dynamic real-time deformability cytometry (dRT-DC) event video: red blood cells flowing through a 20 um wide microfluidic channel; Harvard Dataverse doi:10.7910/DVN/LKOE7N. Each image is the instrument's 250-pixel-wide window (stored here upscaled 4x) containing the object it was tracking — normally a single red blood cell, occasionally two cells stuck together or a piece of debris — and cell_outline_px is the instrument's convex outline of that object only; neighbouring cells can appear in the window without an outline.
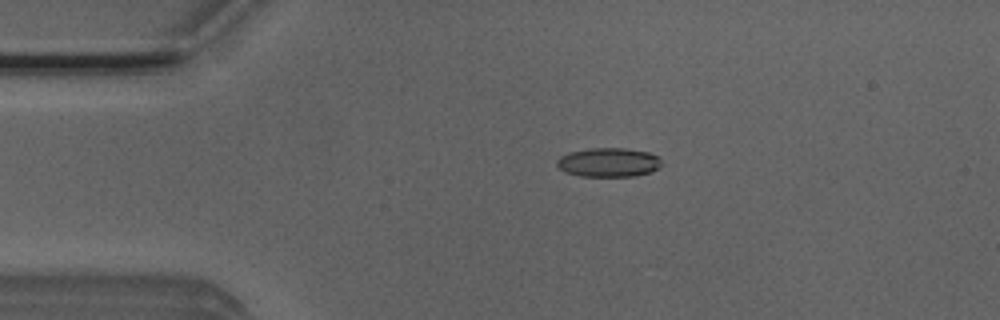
{"species": "Egyptian fruit bat (a non-hibernating species)", "species_latin": "Rousettus aegyptiacus", "temperature_condition": "room temperature", "stored_images_in_passage": 3, "camera_frame_rate_fps": 3000, "um_per_image_px": 0.085, "animal": {"sex": "male"}, "frame": {"image": 1, "passage_image": 2, "time_ms": 0.333, "image_size_px": [1000, 320], "cell_outline_px": [[660, 168], [648, 172], [632, 176], [580, 176], [564, 172], [556, 164], [556, 160], [560, 156], [568, 152], [592, 148], [624, 148], [648, 152], [656, 156], [660, 160]], "centroid_in_image_um": [51.68, 13.8], "position_along_channel_um": 33.3, "area_um2": 17.63}}
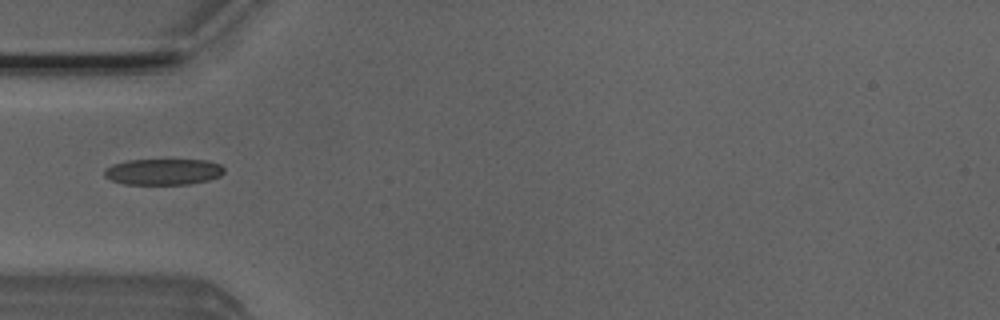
{"frame": {"image": 2, "passage_image": 3, "time_ms": 0.667, "image_size_px": [1000, 320], "cell_outline_px": [[224, 172], [220, 176], [208, 180], [188, 184], [124, 184], [112, 180], [104, 176], [104, 168], [112, 164], [128, 160], [164, 156], [208, 160], [220, 164], [224, 168]], "centroid_in_image_um": [13.89, 14.53], "position_along_channel_um": 71.1, "area_um2": 19.42}}